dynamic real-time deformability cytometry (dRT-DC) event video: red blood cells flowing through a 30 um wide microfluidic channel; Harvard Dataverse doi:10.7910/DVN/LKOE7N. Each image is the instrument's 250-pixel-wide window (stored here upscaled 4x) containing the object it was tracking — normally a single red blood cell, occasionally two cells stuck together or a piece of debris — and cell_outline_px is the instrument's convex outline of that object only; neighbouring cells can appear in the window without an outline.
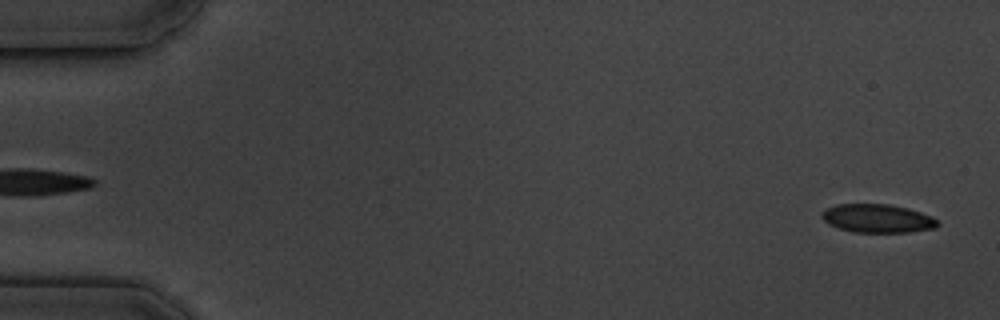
{"species": "common noctule bat (a hibernating species)", "species_latin": "Nyctalus noctula", "temperature_condition": "cold", "stored_images_in_passage": 2, "segment_of_instrument_passage": [2, 2], "camera_frame_rate_fps": 3000, "um_per_image_px": 0.085, "animal": {"sex": "male", "body_mass_g": 19.5, "forearm_length_mm": 54.6}, "frame": {"image": 1, "passage_image": 2, "time_ms": 1.333, "image_size_px": [1000, 320], "cell_outline_px": [[940, 224], [936, 228], [908, 232], [852, 232], [828, 224], [820, 216], [828, 208], [836, 204], [888, 204], [908, 208], [932, 216]], "centroid_in_image_um": [74.6, 18.57], "position_along_channel_um": 10.4, "area_um2": 19.13}}